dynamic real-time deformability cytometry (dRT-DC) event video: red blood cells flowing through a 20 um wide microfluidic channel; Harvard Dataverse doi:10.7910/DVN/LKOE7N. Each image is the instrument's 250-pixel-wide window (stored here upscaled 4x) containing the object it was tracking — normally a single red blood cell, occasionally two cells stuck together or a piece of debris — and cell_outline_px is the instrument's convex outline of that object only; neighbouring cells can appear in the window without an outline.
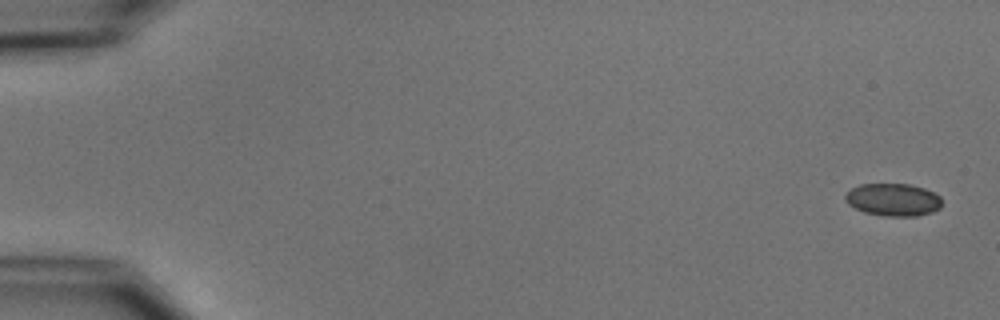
{"species": "common noctule bat (a hibernating species)", "species_latin": "Nyctalus noctula", "temperature_condition": "cold", "stored_images_in_passage": 6, "camera_frame_rate_fps": 3000, "um_per_image_px": 0.085, "animal": {"sex": "male", "body_mass_g": 15.6}, "frame": {"image": 1, "passage_image": 1, "time_ms": 0.0, "image_size_px": [1000, 320], "cell_outline_px": [[940, 208], [932, 212], [916, 216], [888, 216], [864, 212], [848, 204], [844, 200], [844, 196], [852, 188], [860, 184], [908, 184], [924, 188], [940, 196]], "centroid_in_image_um": [75.9, 16.97], "position_along_channel_um": 9.1, "area_um2": 18.21}}
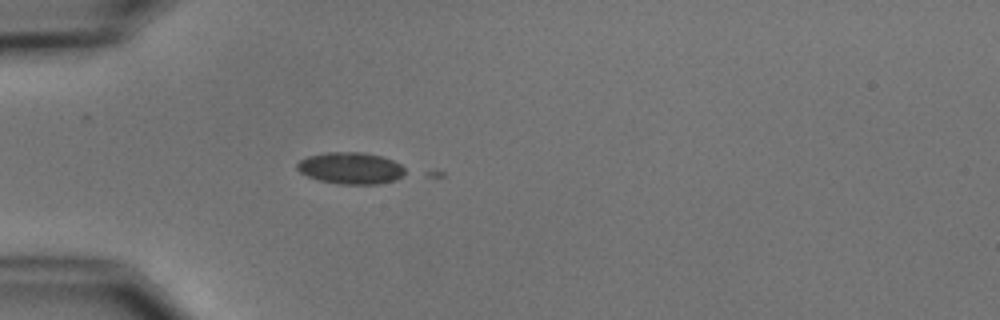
{"frame": {"image": 2, "passage_image": 5, "time_ms": 5.0, "image_size_px": [1000, 320], "cell_outline_px": [[408, 172], [396, 180], [376, 184], [340, 184], [320, 180], [308, 176], [300, 172], [296, 168], [296, 164], [300, 160], [308, 156], [324, 152], [360, 152], [380, 156], [392, 160], [400, 164]], "centroid_in_image_um": [29.81, 14.29], "position_along_channel_um": 55.2, "area_um2": 19.94}}